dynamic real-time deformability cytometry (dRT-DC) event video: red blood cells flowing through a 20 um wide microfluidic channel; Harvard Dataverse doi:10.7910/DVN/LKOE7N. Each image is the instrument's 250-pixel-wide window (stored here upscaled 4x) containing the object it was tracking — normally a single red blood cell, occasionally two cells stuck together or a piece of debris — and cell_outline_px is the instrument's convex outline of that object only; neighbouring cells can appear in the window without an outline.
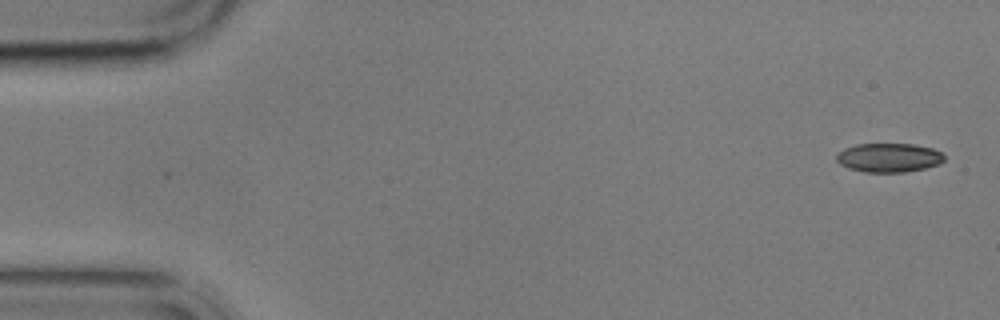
{"species": "common noctule bat (a hibernating species)", "species_latin": "Nyctalus noctula", "temperature_condition": "cold", "stored_images_in_passage": 2, "camera_frame_rate_fps": 3000, "um_per_image_px": 0.085, "animal": {"sex": "male", "body_mass_g": 17.9}, "frame": {"image": 1, "passage_image": 2, "time_ms": 1.333, "image_size_px": [1000, 320], "cell_outline_px": [[944, 160], [940, 164], [924, 168], [904, 172], [864, 172], [848, 168], [840, 164], [836, 160], [836, 152], [844, 148], [856, 144], [912, 144], [932, 148], [940, 152], [944, 156]], "centroid_in_image_um": [75.51, 13.4], "position_along_channel_um": 9.5, "area_um2": 18.26}}